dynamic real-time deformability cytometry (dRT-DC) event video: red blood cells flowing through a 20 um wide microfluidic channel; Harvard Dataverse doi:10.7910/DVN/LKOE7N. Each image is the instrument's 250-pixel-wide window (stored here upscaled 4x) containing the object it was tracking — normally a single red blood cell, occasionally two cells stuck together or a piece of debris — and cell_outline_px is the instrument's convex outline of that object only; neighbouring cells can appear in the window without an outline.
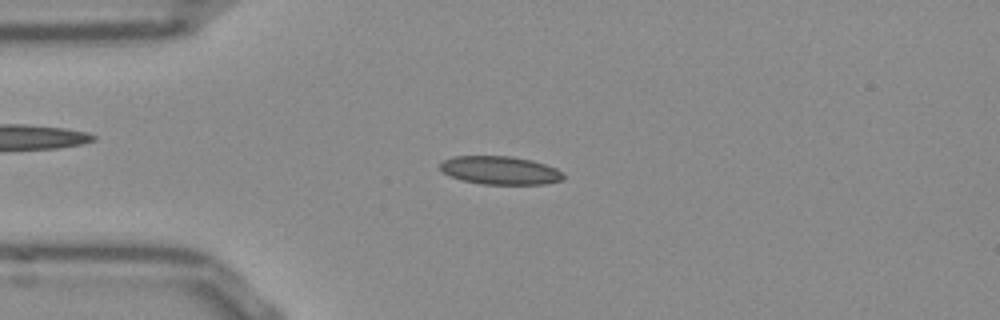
{"species": "Egyptian fruit bat (a non-hibernating species)", "species_latin": "Rousettus aegyptiacus", "temperature_condition": "room temperature", "stored_images_in_passage": 52, "camera_frame_rate_fps": 3000, "um_per_image_px": 0.085, "frame": {"image": 1, "passage_image": 12, "time_ms": 3.667, "image_size_px": [1000, 320], "cell_outline_px": [[564, 180], [544, 184], [484, 184], [464, 180], [448, 176], [440, 168], [440, 164], [444, 160], [452, 156], [512, 156], [532, 160], [556, 168], [564, 176]], "centroid_in_image_um": [42.51, 14.47], "position_along_channel_um": 42.5, "area_um2": 20.23}}
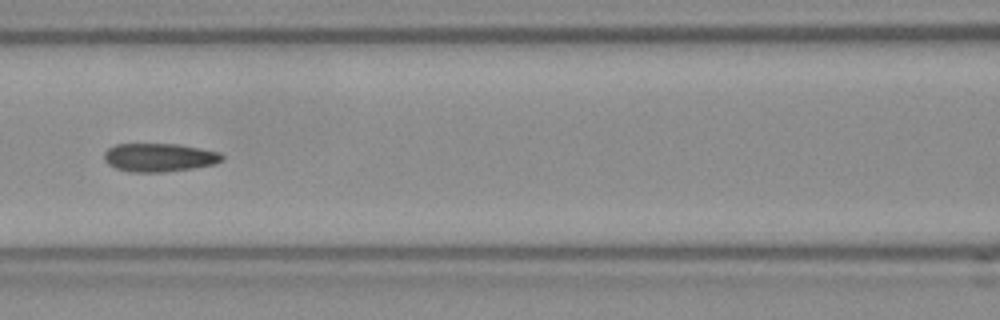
{"frame": {"image": 2, "passage_image": 22, "time_ms": 7.0, "image_size_px": [1000, 320], "cell_outline_px": [[224, 160], [216, 164], [192, 168], [164, 172], [128, 172], [116, 168], [108, 164], [104, 160], [104, 152], [108, 148], [116, 144], [180, 144], [220, 152], [224, 156]], "centroid_in_image_um": [13.55, 13.38], "position_along_channel_um": 153.0, "area_um2": 19.71}}
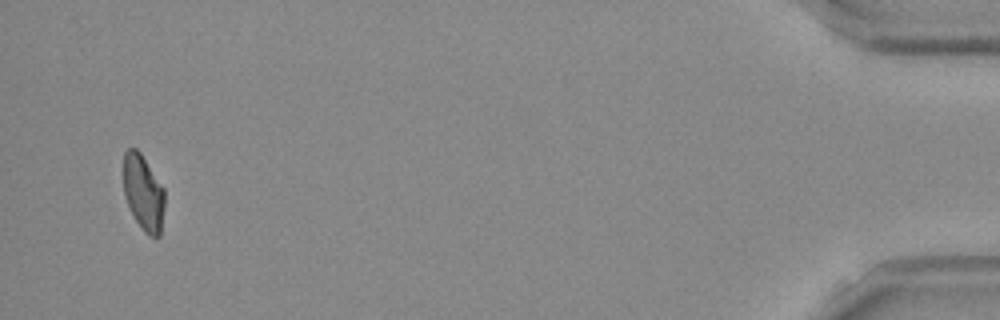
{"frame": {"image": 3, "passage_image": 50, "time_ms": 16.333, "image_size_px": [1000, 320], "cell_outline_px": [[164, 208], [160, 236], [148, 236], [144, 232], [136, 220], [124, 196], [124, 152], [128, 148], [136, 148], [140, 152], [164, 188]], "centroid_in_image_um": [12.19, 16.38], "position_along_channel_um": 423.0, "area_um2": 18.03}, "authors_computed_cell_mechanics": {"area_um2": 19.2474, "velocity_mm_per_s": 3.8448, "shape_relaxation_time_tau1_ms": null, "shape_relaxation_time_tau2_ms": 2.8624, "deformation_change_tau1": null, "deformation_change_tau2": 0.0881}}